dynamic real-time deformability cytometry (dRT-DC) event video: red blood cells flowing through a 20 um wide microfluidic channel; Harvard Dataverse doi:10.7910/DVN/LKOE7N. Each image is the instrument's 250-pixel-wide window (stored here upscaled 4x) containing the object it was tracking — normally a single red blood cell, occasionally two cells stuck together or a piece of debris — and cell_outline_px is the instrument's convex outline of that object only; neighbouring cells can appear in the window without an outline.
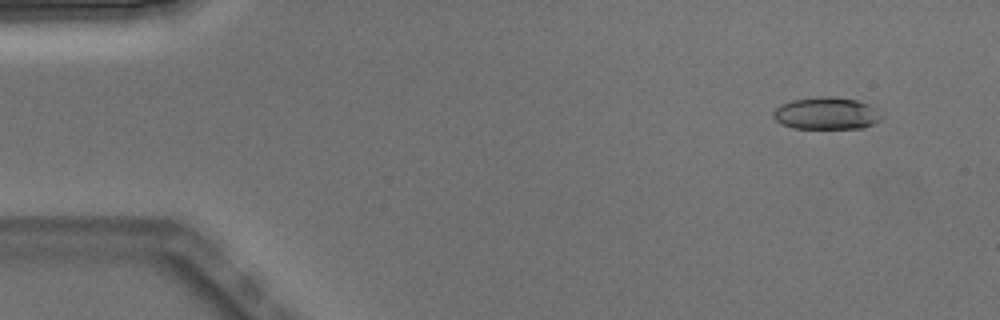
{"species": "Egyptian fruit bat (a non-hibernating species)", "species_latin": "Rousettus aegyptiacus", "temperature_condition": "warm", "stored_images_in_passage": 4, "camera_frame_rate_fps": 3000, "um_per_image_px": 0.085, "animal": {"sex": "male"}, "frame": {"image": 1, "passage_image": 1, "time_ms": 0.0, "image_size_px": [1000, 320], "cell_outline_px": [[884, 116], [880, 120], [864, 128], [792, 128], [780, 124], [772, 116], [772, 112], [780, 104], [792, 100], [824, 96], [836, 96], [856, 100], [868, 104]], "centroid_in_image_um": [70.22, 9.64], "position_along_channel_um": 14.8, "area_um2": 20.4}}